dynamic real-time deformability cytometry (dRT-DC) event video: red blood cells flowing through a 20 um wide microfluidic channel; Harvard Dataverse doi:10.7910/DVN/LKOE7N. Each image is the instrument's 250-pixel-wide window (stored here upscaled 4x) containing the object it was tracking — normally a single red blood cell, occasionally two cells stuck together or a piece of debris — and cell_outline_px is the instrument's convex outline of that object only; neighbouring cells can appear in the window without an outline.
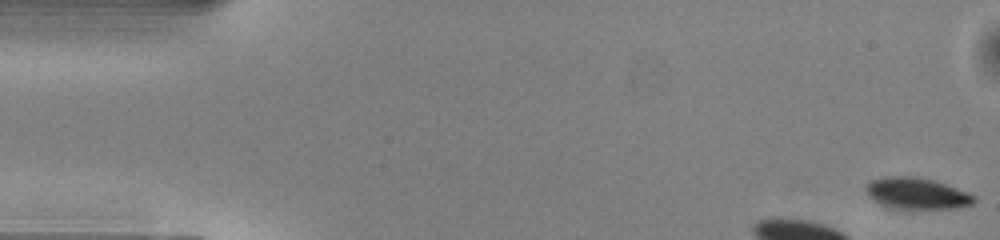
{"species": "common noctule bat (a hibernating species)", "species_latin": "Nyctalus noctula", "temperature_condition": "warm", "stored_images_in_passage": 9, "camera_frame_rate_fps": 3000, "um_per_image_px": 0.085, "animal": {"sex": "male", "body_mass_g": 13.0, "forearm_length_mm": 53.1}, "frame": {"image": 1, "passage_image": 1, "time_ms": 0.0, "image_size_px": [1000, 240], "cell_outline_px": [[976, 200], [972, 204], [956, 208], [892, 208], [880, 204], [868, 196], [864, 188], [864, 184], [872, 180], [884, 176], [912, 176], [932, 180], [968, 192], [976, 196]], "centroid_in_image_um": [77.88, 16.43], "position_along_channel_um": 7.1, "area_um2": 19.71}}